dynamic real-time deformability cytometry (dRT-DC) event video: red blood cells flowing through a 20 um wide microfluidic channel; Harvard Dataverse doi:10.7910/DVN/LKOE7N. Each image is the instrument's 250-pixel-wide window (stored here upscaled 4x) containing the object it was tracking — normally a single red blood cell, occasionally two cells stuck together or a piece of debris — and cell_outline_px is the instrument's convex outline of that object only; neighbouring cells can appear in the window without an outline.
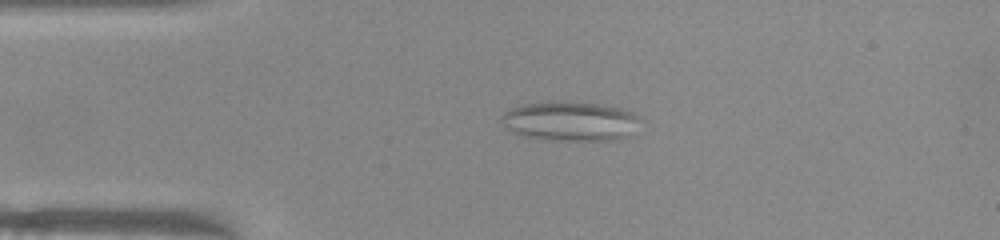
{"species": "common noctule bat (a hibernating species)", "species_latin": "Nyctalus noctula", "temperature_condition": "warm", "stored_images_in_passage": 51, "camera_frame_rate_fps": 3000, "um_per_image_px": 0.085, "animal": {"sex": "female", "body_mass_g": 22.0, "forearm_length_mm": 56.7}, "frame": {"image": 1, "passage_image": 11, "time_ms": 3.333, "image_size_px": [1000, 240], "cell_outline_px": [[636, 116], [628, 136], [608, 140], [540, 140], [524, 136], [512, 132], [500, 124], [500, 116], [508, 108], [524, 104], [552, 100], [560, 100], [600, 104], [620, 108], [632, 112]], "centroid_in_image_um": [48.29, 10.28], "position_along_channel_um": 36.7, "area_um2": 31.91}}
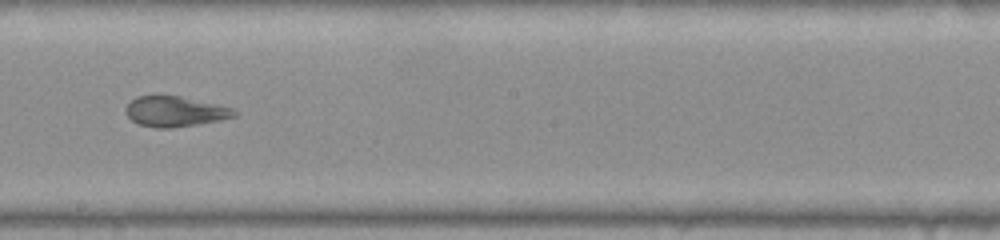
{"frame": {"image": 2, "passage_image": 28, "time_ms": 9.0, "image_size_px": [1000, 240], "cell_outline_px": [[236, 116], [220, 120], [200, 124], [172, 128], [156, 128], [140, 124], [132, 120], [124, 112], [124, 108], [136, 96], [180, 96], [232, 108], [236, 112]], "centroid_in_image_um": [14.85, 9.49], "position_along_channel_um": 233.3, "area_um2": 19.02}}
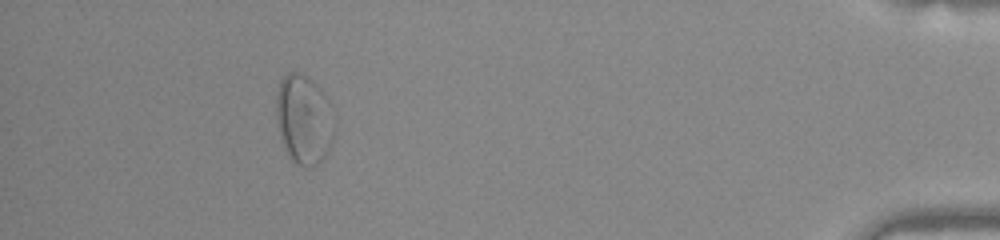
{"frame": {"image": 3, "passage_image": 46, "time_ms": 15.0, "image_size_px": [1000, 240], "cell_outline_px": [[324, 156], [312, 168], [304, 168], [296, 164], [292, 160], [284, 148], [276, 116], [276, 92], [280, 80], [288, 72], [300, 72], [308, 76], [320, 88], [324, 96]], "centroid_in_image_um": [25.59, 10.08], "position_along_channel_um": 409.6, "area_um2": 27.4}, "authors_computed_cell_mechanics": {"area_um2": 26.299, "velocity_mm_per_s": 3.977, "shape_relaxation_time_tau1_ms": null, "shape_relaxation_time_tau2_ms": 1.3135, "deformation_change_tau1": null, "deformation_change_tau2": 0.0824}}